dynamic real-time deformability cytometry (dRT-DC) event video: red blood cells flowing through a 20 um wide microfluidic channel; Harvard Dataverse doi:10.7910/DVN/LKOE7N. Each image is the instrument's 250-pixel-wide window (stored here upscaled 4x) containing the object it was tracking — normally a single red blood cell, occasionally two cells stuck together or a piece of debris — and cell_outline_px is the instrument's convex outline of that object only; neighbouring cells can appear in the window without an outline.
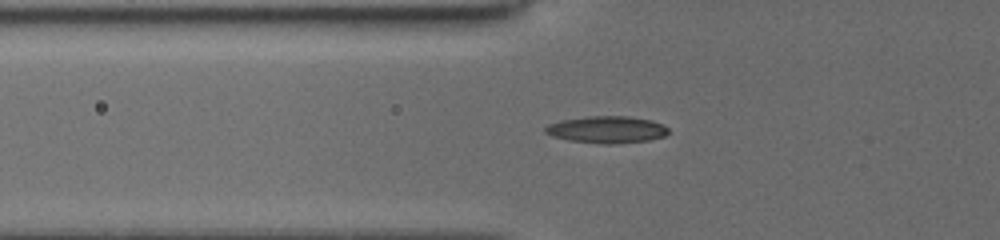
{"species": "common noctule bat (a hibernating species)", "species_latin": "Nyctalus noctula", "temperature_condition": "cold", "stored_images_in_passage": 7, "camera_frame_rate_fps": 3000, "um_per_image_px": 0.085, "animal": {"sex": "female", "body_mass_g": 19.5, "forearm_length_mm": 54.1}, "frame": {"image": 1, "passage_image": 2, "time_ms": 0.333, "image_size_px": [1000, 240], "cell_outline_px": [[668, 132], [664, 136], [648, 140], [612, 144], [600, 144], [568, 140], [552, 136], [544, 132], [544, 128], [548, 124], [560, 120], [584, 116], [628, 116], [652, 120], [664, 124], [668, 128]], "centroid_in_image_um": [51.56, 11.01], "position_along_channel_um": 74.2, "area_um2": 19.54}}
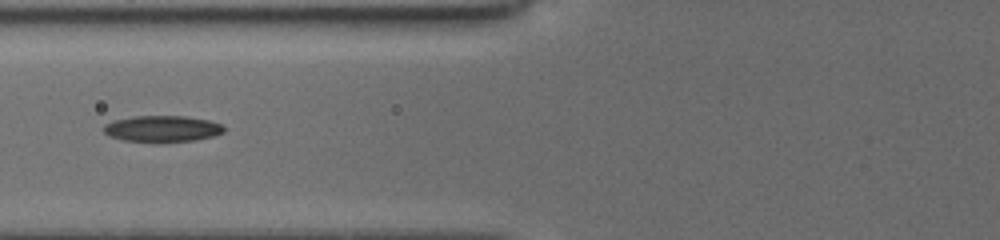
{"frame": {"image": 2, "passage_image": 6, "time_ms": 1.333, "image_size_px": [1000, 240], "cell_outline_px": [[224, 132], [212, 136], [196, 140], [124, 140], [108, 136], [104, 132], [104, 124], [112, 120], [136, 116], [184, 116], [208, 120], [220, 124], [224, 128]], "centroid_in_image_um": [13.76, 10.91], "position_along_channel_um": 112.0, "area_um2": 17.8}}